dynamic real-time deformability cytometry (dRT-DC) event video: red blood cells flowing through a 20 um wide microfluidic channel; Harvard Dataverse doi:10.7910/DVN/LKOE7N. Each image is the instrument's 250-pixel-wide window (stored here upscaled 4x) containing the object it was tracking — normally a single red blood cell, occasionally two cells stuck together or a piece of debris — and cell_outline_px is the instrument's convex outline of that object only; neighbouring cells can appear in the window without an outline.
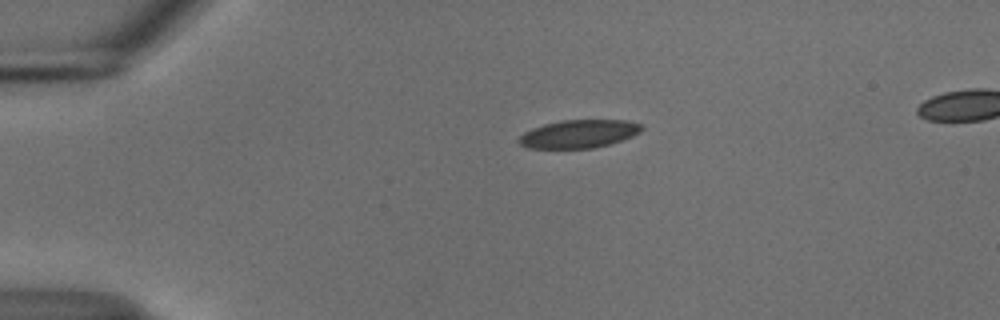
{"species": "common noctule bat (a hibernating species)", "species_latin": "Nyctalus noctula", "temperature_condition": "cold", "stored_images_in_passage": 43, "camera_frame_rate_fps": 3000, "um_per_image_px": 0.085, "animal": {"sex": "male", "body_mass_g": 18.8}, "frame": {"image": 1, "passage_image": 1, "time_ms": 0.0, "image_size_px": [1000, 320], "cell_outline_px": [[644, 128], [640, 132], [632, 136], [608, 144], [592, 148], [528, 148], [520, 144], [520, 136], [524, 132], [532, 128], [544, 124], [564, 120], [628, 120], [640, 124]], "centroid_in_image_um": [49.21, 11.37], "position_along_channel_um": 35.8, "area_um2": 19.88}}
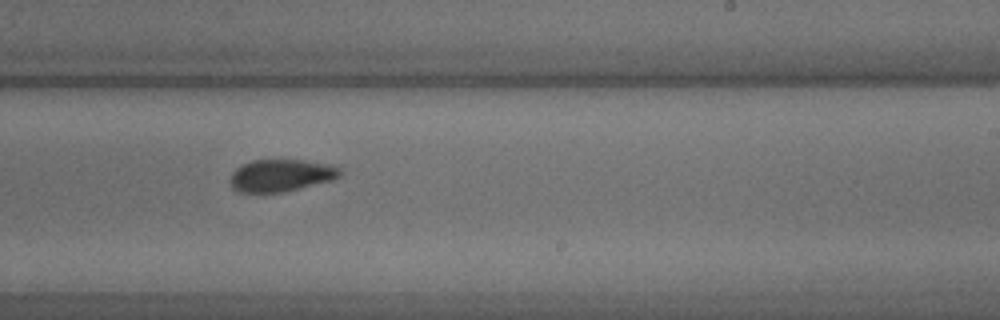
{"frame": {"image": 2, "passage_image": 23, "time_ms": 7.333, "image_size_px": [1000, 320], "cell_outline_px": [[344, 168], [340, 176], [332, 180], [280, 192], [236, 192], [232, 188], [228, 180], [232, 172], [240, 164], [252, 160], [304, 160]], "centroid_in_image_um": [23.83, 14.9], "position_along_channel_um": 265.2, "area_um2": 20.63}}
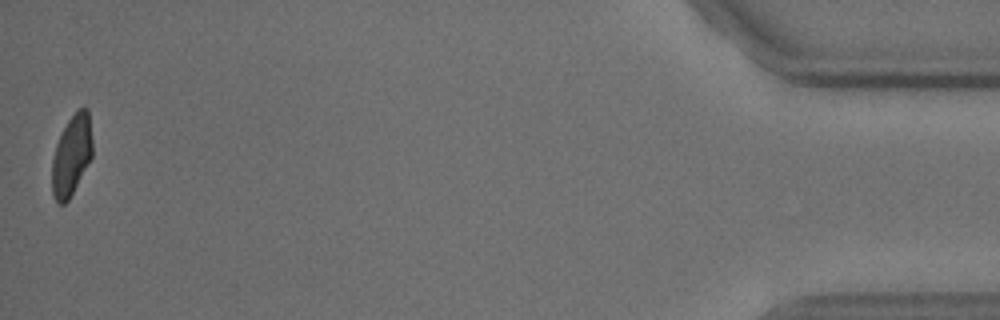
{"frame": {"image": 3, "passage_image": 43, "time_ms": 14.0, "image_size_px": [1000, 320], "cell_outline_px": [[92, 156], [68, 200], [64, 204], [60, 204], [52, 196], [52, 160], [56, 144], [68, 120], [80, 108], [88, 108], [92, 140]], "centroid_in_image_um": [6.08, 13.21], "position_along_channel_um": 429.1, "area_um2": 18.61}, "authors_computed_cell_mechanics": {"area_um2": 21.097, "velocity_mm_per_s": 3.7378, "shape_relaxation_time_tau1_ms": 8.2752, "shape_relaxation_time_tau2_ms": 1.8105, "deformation_change_tau1": 0.1455, "deformation_change_tau2": 0.0683}}